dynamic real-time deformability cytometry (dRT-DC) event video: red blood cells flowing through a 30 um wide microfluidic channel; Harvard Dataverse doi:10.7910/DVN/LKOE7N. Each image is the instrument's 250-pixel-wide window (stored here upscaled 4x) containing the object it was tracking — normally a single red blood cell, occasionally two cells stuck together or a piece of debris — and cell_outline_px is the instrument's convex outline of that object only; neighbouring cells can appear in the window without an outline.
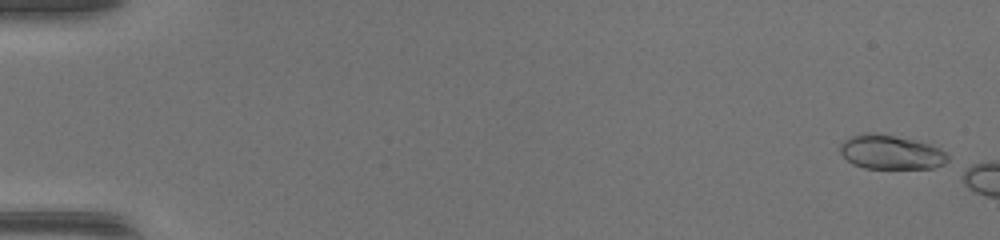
{"species": "common noctule bat (a hibernating species)", "species_latin": "Nyctalus noctula", "temperature_condition": "warm", "stored_images_in_passage": 4, "camera_frame_rate_fps": 3000, "um_per_image_px": 0.085, "animal": {"sex": "female", "body_mass_g": 17.0, "forearm_length_mm": 48.0}, "frame": {"image": 1, "passage_image": 1, "time_ms": 0.0, "image_size_px": [1000, 240], "cell_outline_px": [[948, 160], [944, 164], [932, 168], [864, 168], [852, 164], [840, 152], [840, 144], [844, 140], [852, 136], [892, 136], [912, 140], [928, 144], [940, 148], [948, 156]], "centroid_in_image_um": [75.75, 12.99], "position_along_channel_um": 9.2, "area_um2": 20.52}}